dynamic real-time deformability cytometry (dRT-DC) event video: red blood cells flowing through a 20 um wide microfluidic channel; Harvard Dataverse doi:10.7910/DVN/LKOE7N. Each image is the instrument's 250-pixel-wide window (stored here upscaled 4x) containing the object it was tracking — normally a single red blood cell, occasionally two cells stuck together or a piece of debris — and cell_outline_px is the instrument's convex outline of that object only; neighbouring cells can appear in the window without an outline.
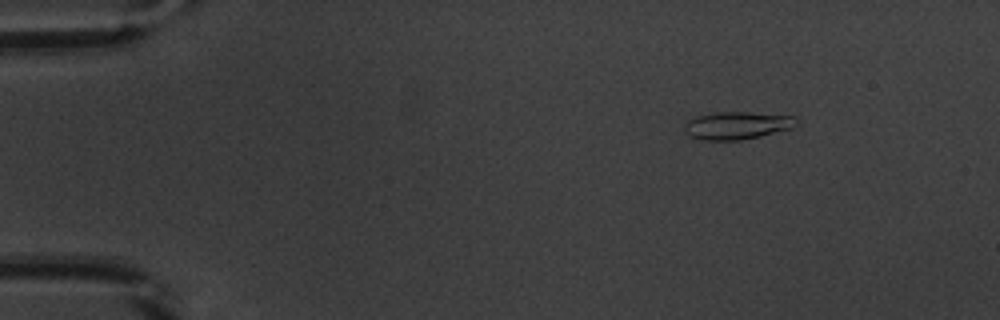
{"species": "common noctule bat (a hibernating species)", "species_latin": "Nyctalus noctula", "temperature_condition": "warm", "stored_images_in_passage": 46, "camera_frame_rate_fps": 3000, "um_per_image_px": 0.085, "animal": {"sex": "male", "body_mass_g": 20.1, "forearm_length_mm": 53.5}, "frame": {"image": 1, "passage_image": 1, "time_ms": 0.0, "image_size_px": [1000, 320], "cell_outline_px": [[796, 124], [792, 128], [760, 136], [740, 140], [704, 140], [688, 136], [684, 132], [684, 124], [688, 120], [696, 116], [716, 112], [748, 112], [796, 116]], "centroid_in_image_um": [62.61, 10.66], "position_along_channel_um": 22.4, "area_um2": 18.09}}
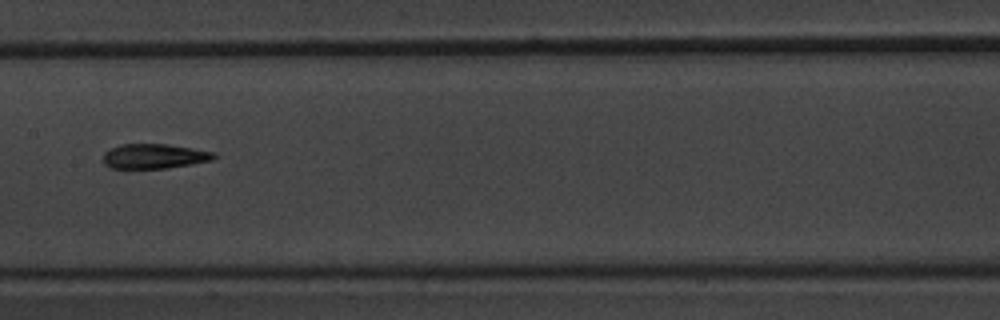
{"frame": {"image": 2, "passage_image": 21, "time_ms": 6.667, "image_size_px": [1000, 320], "cell_outline_px": [[216, 156], [212, 160], [192, 164], [168, 168], [108, 168], [104, 164], [104, 152], [108, 148], [120, 144], [168, 144], [216, 152]], "centroid_in_image_um": [13.09, 13.27], "position_along_channel_um": 194.3, "area_um2": 16.13}}
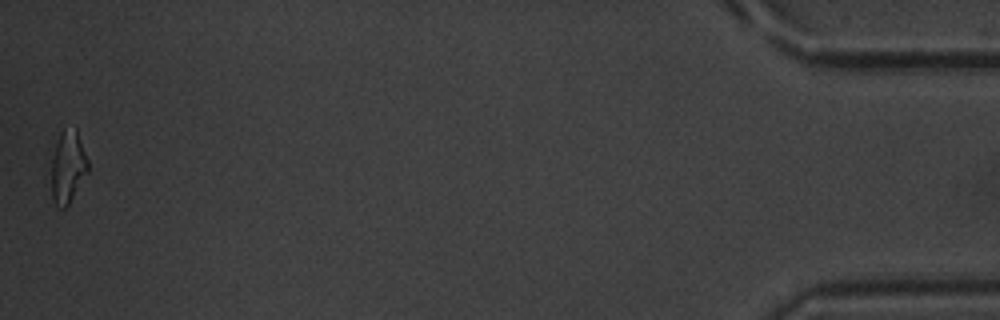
{"frame": {"image": 3, "passage_image": 46, "time_ms": 15.0, "image_size_px": [1000, 320], "cell_outline_px": [[88, 172], [68, 204], [64, 208], [60, 208], [52, 200], [52, 160], [56, 144], [60, 132], [64, 128], [76, 128], [88, 160]], "centroid_in_image_um": [5.78, 14.17], "position_along_channel_um": 429.4, "area_um2": 15.2}, "authors_computed_cell_mechanics": {"area_um2": 16.1262, "velocity_mm_per_s": 3.8896, "shape_relaxation_time_tau1_ms": 6.6041, "shape_relaxation_time_tau2_ms": 2.7081, "deformation_change_tau1": 0.2257, "deformation_change_tau2": 0.1294}}